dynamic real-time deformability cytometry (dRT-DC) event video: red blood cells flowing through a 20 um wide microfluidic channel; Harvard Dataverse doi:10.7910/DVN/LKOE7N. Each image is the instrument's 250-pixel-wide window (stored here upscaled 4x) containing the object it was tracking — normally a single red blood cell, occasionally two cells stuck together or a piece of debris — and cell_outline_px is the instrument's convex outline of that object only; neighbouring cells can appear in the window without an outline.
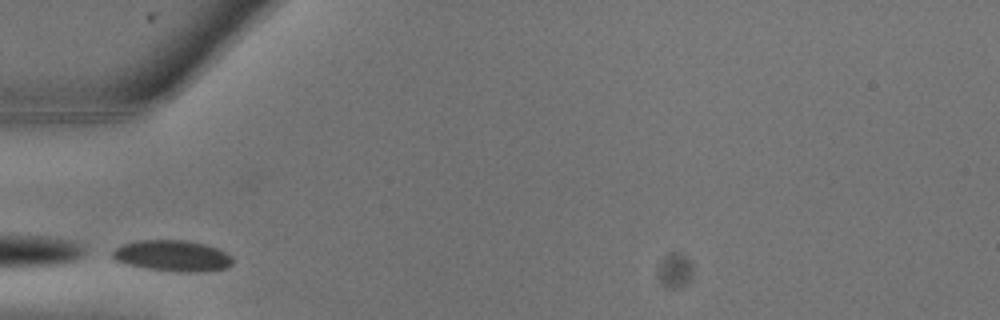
{"species": "common noctule bat (a hibernating species)", "species_latin": "Nyctalus noctula", "temperature_condition": "warm", "stored_images_in_passage": 2, "camera_frame_rate_fps": 3000, "um_per_image_px": 0.085, "animal": {"sex": "male", "body_mass_g": 13.3}, "frame": {"image": 1, "passage_image": 1, "time_ms": 0.0, "image_size_px": [1000, 320], "cell_outline_px": [[232, 264], [224, 268], [204, 272], [180, 272], [144, 268], [128, 264], [116, 260], [112, 256], [112, 252], [120, 244], [136, 240], [188, 240], [204, 244], [216, 248], [232, 256]], "centroid_in_image_um": [14.64, 21.74], "position_along_channel_um": 70.4, "area_um2": 21.79}}